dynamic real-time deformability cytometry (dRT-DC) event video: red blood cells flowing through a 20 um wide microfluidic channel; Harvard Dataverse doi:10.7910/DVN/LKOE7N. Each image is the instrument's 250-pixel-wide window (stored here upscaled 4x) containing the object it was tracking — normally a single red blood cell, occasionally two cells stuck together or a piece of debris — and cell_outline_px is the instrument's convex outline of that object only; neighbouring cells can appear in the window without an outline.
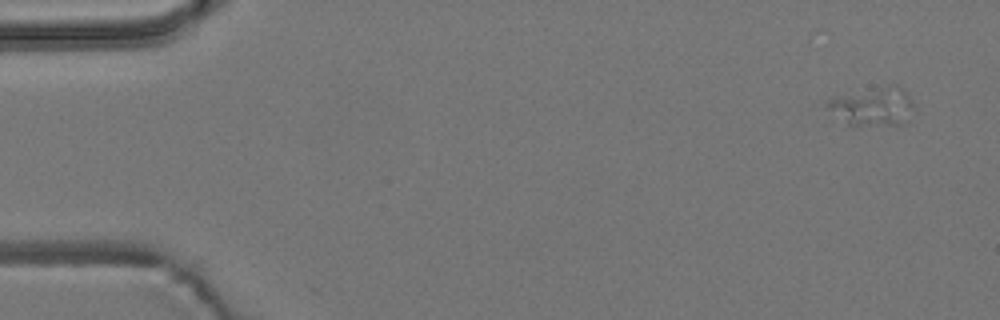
{"species": "common noctule bat (a hibernating species)", "species_latin": "Nyctalus noctula", "temperature_condition": "room temperature", "stored_images_in_passage": 7, "camera_frame_rate_fps": 3000, "um_per_image_px": 0.085, "animal": {"sex": "male", "body_mass_g": 19.2, "forearm_length_mm": 51.8}, "frame": {"image": 1, "passage_image": 1, "time_ms": 0.0, "image_size_px": [1000, 320], "cell_outline_px": [[916, 112], [904, 124], [848, 124], [828, 108], [828, 104], [832, 100], [892, 84], [896, 84], [912, 100], [916, 108]], "centroid_in_image_um": [74.39, 9.08], "position_along_channel_um": 10.6, "area_um2": 18.26}}